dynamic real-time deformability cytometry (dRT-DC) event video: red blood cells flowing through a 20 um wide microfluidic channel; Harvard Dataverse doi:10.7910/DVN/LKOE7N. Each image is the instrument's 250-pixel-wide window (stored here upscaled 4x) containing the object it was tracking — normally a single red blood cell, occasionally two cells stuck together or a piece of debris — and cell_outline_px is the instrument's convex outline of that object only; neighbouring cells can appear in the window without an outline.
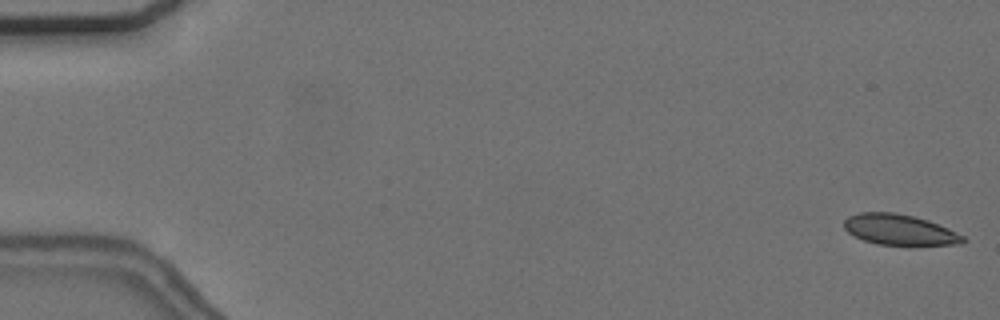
{"species": "common noctule bat (a hibernating species)", "species_latin": "Nyctalus noctula", "temperature_condition": "cold", "stored_images_in_passage": 56, "camera_frame_rate_fps": 3000, "um_per_image_px": 0.085, "animal": {"sex": "female", "body_mass_g": 24.6, "forearm_length_mm": 56.2}, "frame": {"image": 1, "passage_image": 1, "time_ms": 0.0, "image_size_px": [1000, 320], "cell_outline_px": [[968, 240], [964, 244], [912, 248], [876, 244], [864, 240], [848, 232], [844, 228], [844, 220], [848, 216], [860, 212], [896, 212], [928, 220], [948, 228], [964, 236]], "centroid_in_image_um": [76.55, 19.59], "position_along_channel_um": 8.5, "area_um2": 22.31}, "authors_computed_cell_mechanics": {"area_um2": 22.3686, "velocity_mm_per_s": 3.6581, "shape_relaxation_time_tau1_ms": 5.9217, "shape_relaxation_time_tau2_ms": 1.439, "deformation_change_tau1": 0.1159, "deformation_change_tau2": 0.0738}}